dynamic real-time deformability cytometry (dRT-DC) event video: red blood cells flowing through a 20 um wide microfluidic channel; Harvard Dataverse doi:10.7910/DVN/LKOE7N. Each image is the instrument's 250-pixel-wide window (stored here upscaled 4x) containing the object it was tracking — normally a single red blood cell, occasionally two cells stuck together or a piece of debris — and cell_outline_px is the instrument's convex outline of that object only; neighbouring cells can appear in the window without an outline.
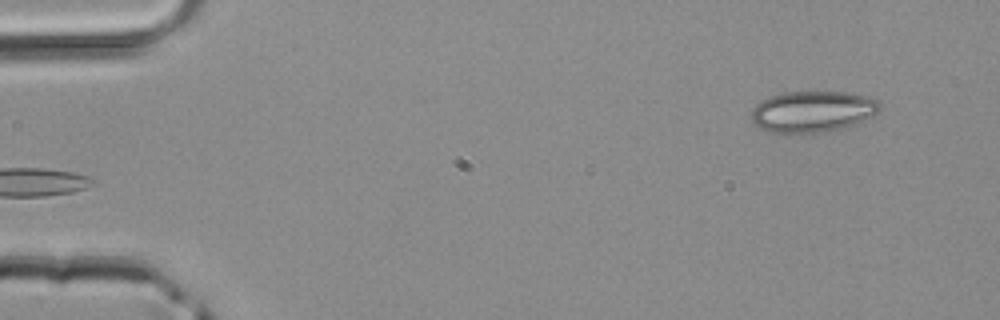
{"species": "common noctule bat (a hibernating species)", "species_latin": "Nyctalus noctula", "temperature_condition": "room temperature", "stored_images_in_passage": 3, "camera_frame_rate_fps": 3000, "um_per_image_px": 0.085, "animal": {"sex": "male", "body_mass_g": 20.4}, "frame": {"image": 1, "passage_image": 1, "time_ms": 0.0, "image_size_px": [1000, 320], "cell_outline_px": [[880, 108], [872, 116], [856, 124], [824, 132], [784, 136], [768, 132], [760, 128], [752, 120], [752, 108], [760, 100], [768, 96], [784, 92], [848, 92], [880, 100]], "centroid_in_image_um": [69.01, 9.51], "position_along_channel_um": 16.0, "area_um2": 31.56}}